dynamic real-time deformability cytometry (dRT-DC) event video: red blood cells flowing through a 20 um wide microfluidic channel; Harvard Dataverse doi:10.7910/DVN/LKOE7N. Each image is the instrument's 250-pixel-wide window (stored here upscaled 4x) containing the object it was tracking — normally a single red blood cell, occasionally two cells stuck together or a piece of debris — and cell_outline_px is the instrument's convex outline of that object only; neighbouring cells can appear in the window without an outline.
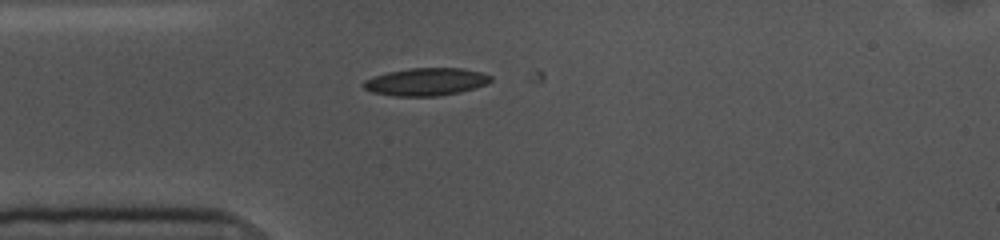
{"species": "common noctule bat (a hibernating species)", "species_latin": "Nyctalus noctula", "temperature_condition": "cold", "stored_images_in_passage": 3, "camera_frame_rate_fps": 3000, "um_per_image_px": 0.085, "animal": {"sex": "female", "body_mass_g": 10.0, "forearm_length_mm": 53.1}, "frame": {"image": 1, "passage_image": 2, "time_ms": 0.333, "image_size_px": [1000, 240], "cell_outline_px": [[492, 80], [488, 84], [460, 92], [436, 96], [396, 96], [372, 92], [364, 88], [360, 84], [364, 80], [372, 76], [388, 72], [412, 68], [460, 68], [484, 72], [492, 76]], "centroid_in_image_um": [36.22, 6.95], "position_along_channel_um": 48.8, "area_um2": 20.63}}